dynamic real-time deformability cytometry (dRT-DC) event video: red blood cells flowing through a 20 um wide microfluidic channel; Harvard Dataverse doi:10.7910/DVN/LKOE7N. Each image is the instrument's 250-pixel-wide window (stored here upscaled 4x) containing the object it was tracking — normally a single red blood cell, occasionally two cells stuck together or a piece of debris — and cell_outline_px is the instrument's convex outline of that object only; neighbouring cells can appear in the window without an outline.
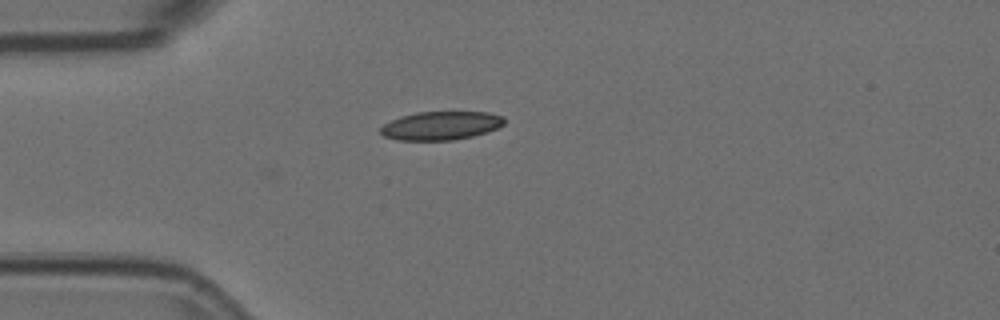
{"species": "Egyptian fruit bat (a non-hibernating species)", "species_latin": "Rousettus aegyptiacus", "temperature_condition": "room temperature", "stored_images_in_passage": 4, "camera_frame_rate_fps": 3000, "um_per_image_px": 0.085, "animal": {"sex": "female"}, "frame": {"image": 1, "passage_image": 1, "time_ms": 0.0, "image_size_px": [1000, 320], "cell_outline_px": [[504, 124], [496, 128], [472, 136], [452, 140], [400, 140], [384, 136], [380, 132], [380, 128], [384, 124], [400, 116], [416, 112], [488, 112], [504, 116]], "centroid_in_image_um": [37.47, 10.67], "position_along_channel_um": 47.5, "area_um2": 20.4}}
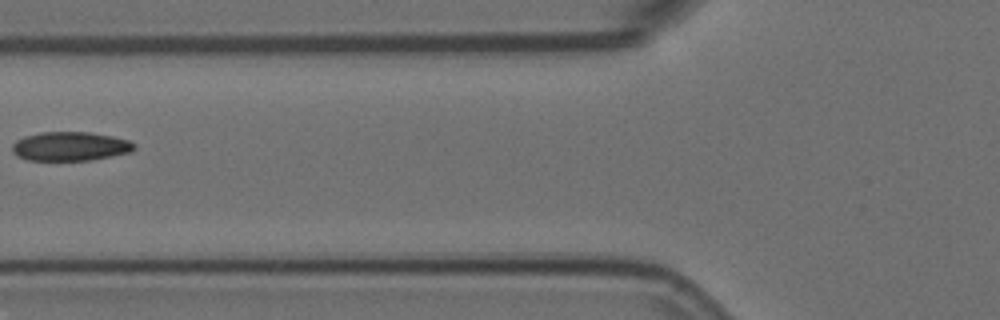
{"frame": {"image": 2, "passage_image": 3, "time_ms": 0.667, "image_size_px": [1000, 320], "cell_outline_px": [[136, 148], [132, 152], [92, 160], [28, 160], [16, 156], [12, 152], [12, 144], [16, 140], [24, 136], [40, 132], [88, 132], [112, 136], [128, 140], [136, 144]], "centroid_in_image_um": [5.97, 12.44], "position_along_channel_um": 119.8, "area_um2": 20.81}}
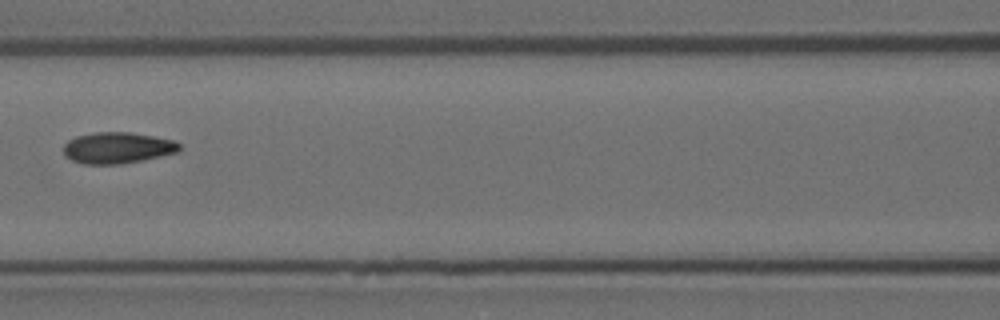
{"frame": {"image": 3, "passage_image": 4, "time_ms": 1.0, "image_size_px": [1000, 320], "cell_outline_px": [[180, 152], [144, 160], [120, 164], [84, 164], [72, 160], [64, 156], [64, 144], [68, 140], [76, 136], [96, 132], [128, 132], [152, 136], [172, 140], [180, 144]], "centroid_in_image_um": [9.98, 12.57], "position_along_channel_um": 156.6, "area_um2": 21.15}}